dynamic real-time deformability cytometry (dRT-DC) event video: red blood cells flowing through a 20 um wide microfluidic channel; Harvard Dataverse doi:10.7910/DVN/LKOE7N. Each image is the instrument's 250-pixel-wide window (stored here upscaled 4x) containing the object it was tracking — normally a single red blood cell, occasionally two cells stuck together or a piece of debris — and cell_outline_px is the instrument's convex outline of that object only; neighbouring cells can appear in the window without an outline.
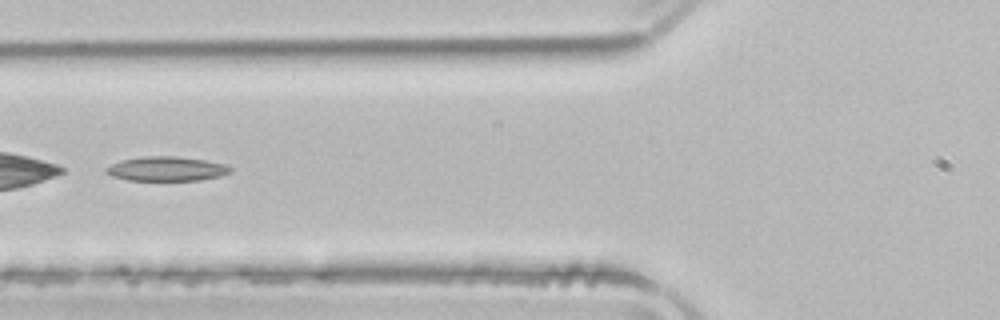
{"species": "common noctule bat (a hibernating species)", "species_latin": "Nyctalus noctula", "temperature_condition": "room temperature", "stored_images_in_passage": 45, "camera_frame_rate_fps": 3000, "um_per_image_px": 0.085, "animal": {"sex": "male", "body_mass_g": 21.5, "forearm_length_mm": 52.0}, "frame": {"image": 1, "passage_image": 14, "time_ms": 4.333, "image_size_px": [1000, 320], "cell_outline_px": [[232, 172], [220, 176], [200, 180], [128, 180], [112, 176], [104, 172], [104, 168], [120, 160], [144, 156], [176, 156], [204, 160], [224, 164], [232, 168]], "centroid_in_image_um": [14.13, 14.35], "position_along_channel_um": 111.7, "area_um2": 17.69}}
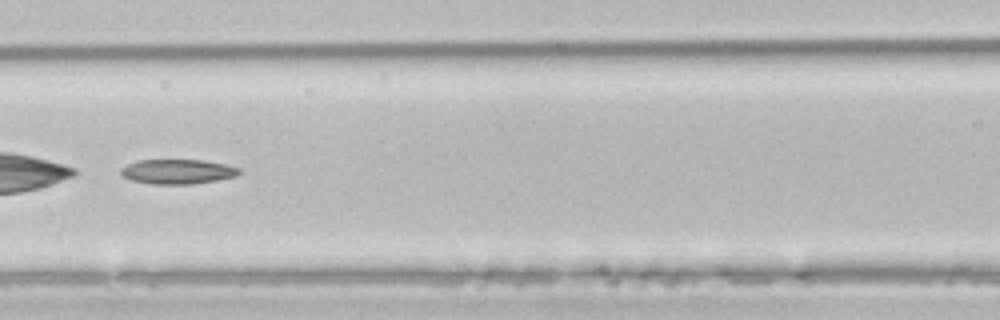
{"frame": {"image": 2, "passage_image": 17, "time_ms": 5.333, "image_size_px": [1000, 320], "cell_outline_px": [[240, 172], [236, 176], [216, 180], [192, 184], [152, 184], [132, 180], [120, 176], [120, 168], [136, 160], [204, 160], [224, 164], [240, 168]], "centroid_in_image_um": [15.05, 14.58], "position_along_channel_um": 151.5, "area_um2": 17.05}}
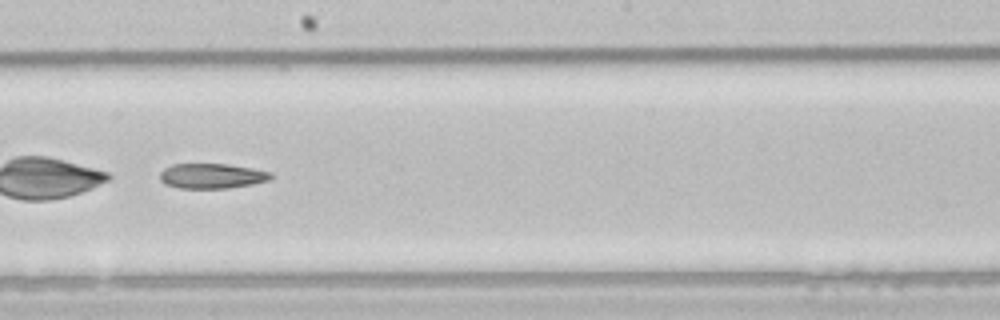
{"frame": {"image": 3, "passage_image": 23, "time_ms": 7.333, "image_size_px": [1000, 320], "cell_outline_px": [[272, 180], [252, 184], [228, 188], [180, 188], [164, 184], [160, 180], [160, 172], [164, 168], [172, 164], [228, 164], [252, 168], [272, 172]], "centroid_in_image_um": [18.02, 14.95], "position_along_channel_um": 230.2, "area_um2": 16.3}}